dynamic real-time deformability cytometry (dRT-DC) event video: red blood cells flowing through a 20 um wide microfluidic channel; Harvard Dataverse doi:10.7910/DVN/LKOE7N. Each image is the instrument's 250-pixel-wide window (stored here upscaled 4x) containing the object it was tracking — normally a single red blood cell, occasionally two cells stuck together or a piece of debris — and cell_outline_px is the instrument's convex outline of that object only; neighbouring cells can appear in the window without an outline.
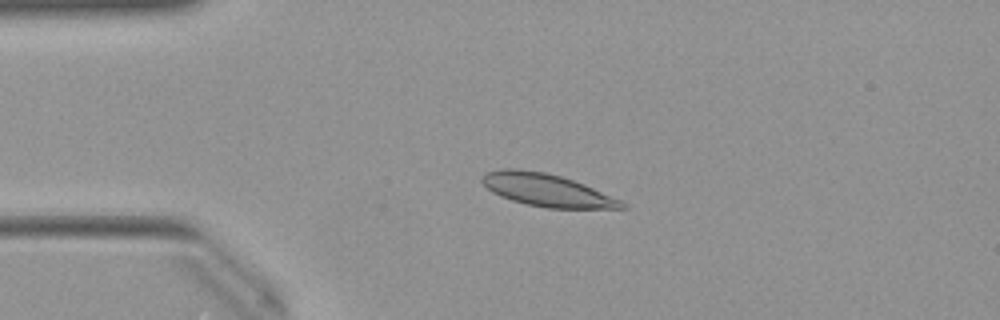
{"species": "Egyptian fruit bat (a non-hibernating species)", "species_latin": "Rousettus aegyptiacus", "temperature_condition": "warm", "stored_images_in_passage": 51, "camera_frame_rate_fps": 3000, "um_per_image_px": 0.085, "animal": {"sex": "female"}, "frame": {"image": 1, "passage_image": 12, "time_ms": 3.667, "image_size_px": [1000, 320], "cell_outline_px": [[628, 208], [548, 208], [528, 204], [512, 200], [500, 196], [492, 192], [480, 180], [480, 176], [484, 172], [504, 168], [516, 168], [544, 172], [560, 176], [584, 184], [620, 200], [628, 204]], "centroid_in_image_um": [46.44, 16.15], "position_along_channel_um": 38.6, "area_um2": 26.36}}
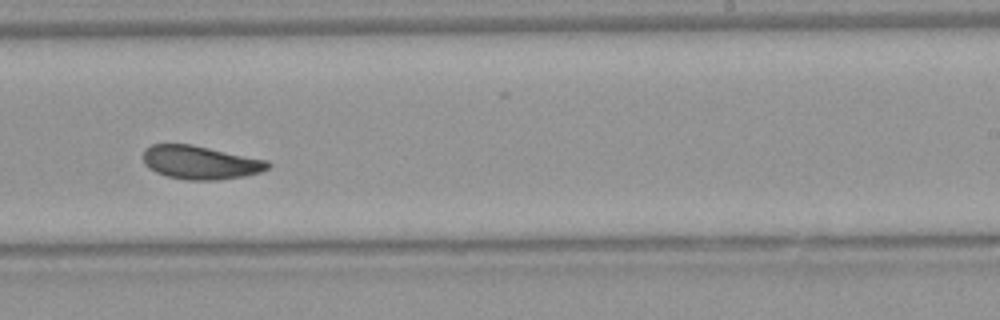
{"frame": {"image": 2, "passage_image": 32, "time_ms": 10.333, "image_size_px": [1000, 320], "cell_outline_px": [[272, 164], [268, 168], [260, 172], [244, 176], [216, 180], [188, 180], [168, 176], [156, 172], [148, 168], [144, 164], [144, 148], [152, 144], [192, 144], [268, 160]], "centroid_in_image_um": [17.03, 13.8], "position_along_channel_um": 272.0, "area_um2": 24.39}}
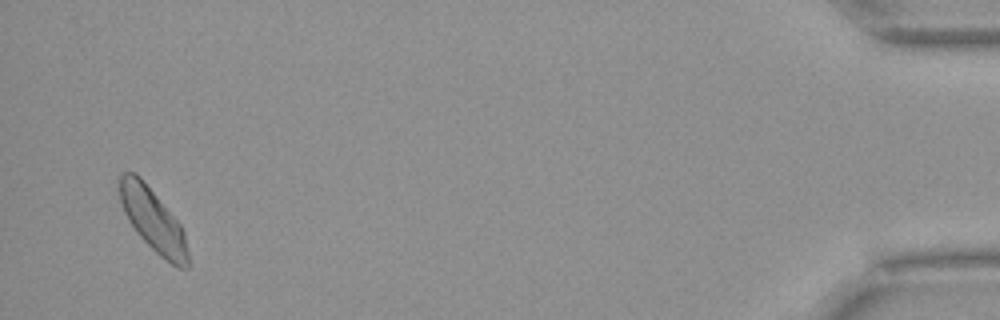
{"frame": {"image": 3, "passage_image": 50, "time_ms": 16.333, "image_size_px": [1000, 320], "cell_outline_px": [[188, 268], [176, 268], [160, 256], [136, 232], [128, 220], [124, 212], [120, 200], [120, 176], [124, 172], [136, 172], [140, 176], [180, 224], [184, 232], [188, 252]], "centroid_in_image_um": [13.01, 18.72], "position_along_channel_um": 422.2, "area_um2": 24.74}, "authors_computed_cell_mechanics": {"area_um2": 25.0274, "velocity_mm_per_s": 3.9507, "shape_relaxation_time_tau1_ms": 7.3534, "shape_relaxation_time_tau2_ms": 3.0586, "deformation_change_tau1": 0.1438, "deformation_change_tau2": 0.0693}}